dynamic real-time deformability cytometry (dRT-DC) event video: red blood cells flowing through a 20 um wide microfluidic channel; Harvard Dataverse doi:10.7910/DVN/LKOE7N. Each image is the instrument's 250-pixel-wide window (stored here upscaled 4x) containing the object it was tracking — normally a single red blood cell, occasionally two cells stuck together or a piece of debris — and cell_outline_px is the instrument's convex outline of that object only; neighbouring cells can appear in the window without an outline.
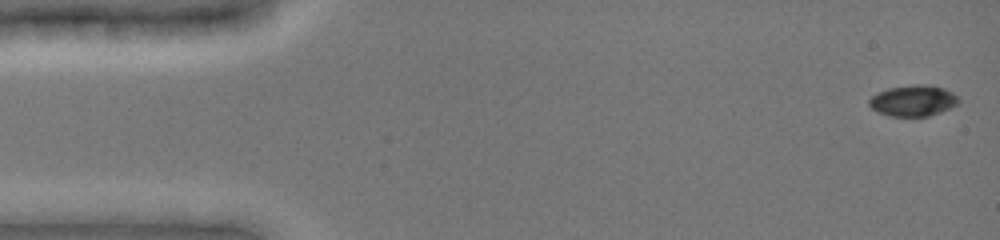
{"species": "common noctule bat (a hibernating species)", "species_latin": "Nyctalus noctula", "temperature_condition": "cold", "stored_images_in_passage": 6, "camera_frame_rate_fps": 3000, "um_per_image_px": 0.085, "animal": {"sex": "female", "body_mass_g": 19.0, "forearm_length_mm": 51.5}, "frame": {"image": 1, "passage_image": 1, "time_ms": 0.0, "image_size_px": [1000, 240], "cell_outline_px": [[960, 100], [956, 104], [940, 112], [928, 116], [888, 116], [876, 112], [868, 104], [868, 100], [876, 92], [888, 88], [912, 84], [932, 84], [944, 88], [952, 92]], "centroid_in_image_um": [77.58, 8.54], "position_along_channel_um": 7.4, "area_um2": 16.36}}
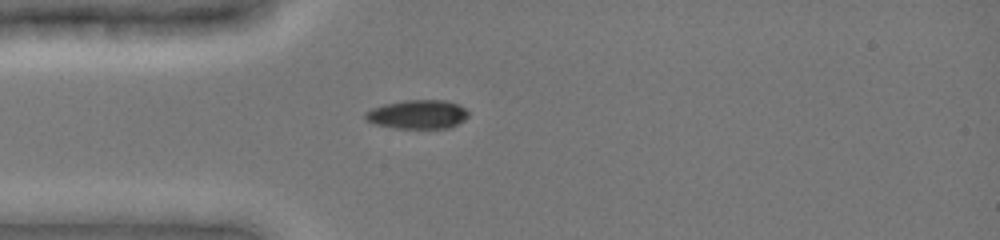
{"frame": {"image": 2, "passage_image": 6, "time_ms": 4.0, "image_size_px": [1000, 240], "cell_outline_px": [[468, 116], [464, 120], [452, 128], [396, 128], [376, 124], [368, 120], [364, 116], [364, 112], [372, 108], [384, 104], [404, 100], [444, 100], [460, 104], [468, 112]], "centroid_in_image_um": [35.52, 9.72], "position_along_channel_um": 49.5, "area_um2": 17.4}}